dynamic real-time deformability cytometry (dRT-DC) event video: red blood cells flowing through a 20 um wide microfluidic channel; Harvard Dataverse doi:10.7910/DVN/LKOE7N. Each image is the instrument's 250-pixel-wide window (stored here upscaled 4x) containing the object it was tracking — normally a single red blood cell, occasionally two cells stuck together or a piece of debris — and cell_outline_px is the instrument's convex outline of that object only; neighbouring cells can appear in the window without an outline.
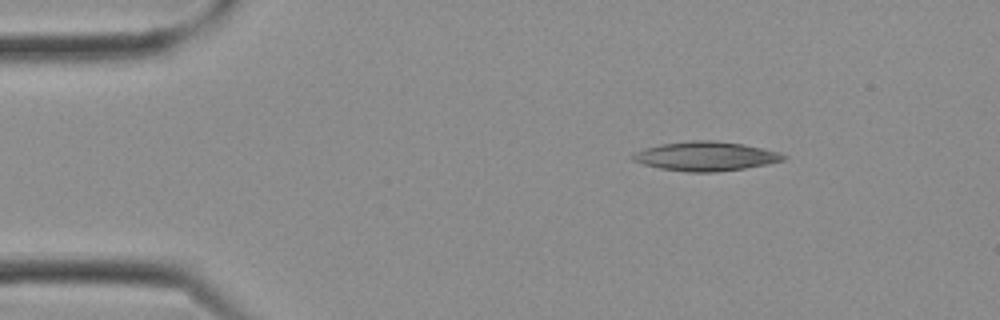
{"species": "Egyptian fruit bat (a non-hibernating species)", "species_latin": "Rousettus aegyptiacus", "temperature_condition": "cold", "stored_images_in_passage": 8, "camera_frame_rate_fps": 3000, "um_per_image_px": 0.085, "frame": {"image": 1, "passage_image": 1, "time_ms": 0.0, "image_size_px": [1000, 320], "cell_outline_px": [[788, 156], [784, 160], [768, 164], [744, 168], [716, 172], [688, 172], [660, 168], [644, 164], [632, 160], [632, 156], [636, 152], [644, 148], [660, 144], [692, 140], [712, 140], [744, 144], [764, 148], [780, 152]], "centroid_in_image_um": [60.02, 13.27], "position_along_channel_um": 25.0, "area_um2": 25.66}}
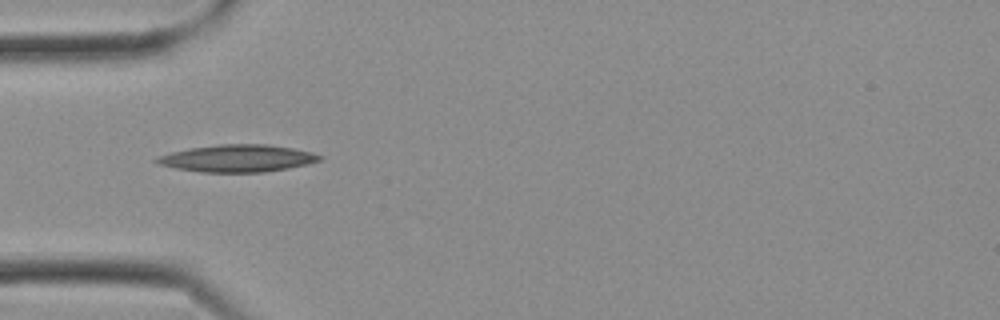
{"frame": {"image": 2, "passage_image": 5, "time_ms": 1.333, "image_size_px": [1000, 320], "cell_outline_px": [[324, 156], [320, 160], [308, 164], [288, 168], [264, 172], [200, 172], [176, 168], [160, 164], [152, 160], [156, 156], [188, 148], [220, 144], [268, 144], [292, 148], [312, 152]], "centroid_in_image_um": [20.18, 13.45], "position_along_channel_um": 64.8, "area_um2": 25.89}}
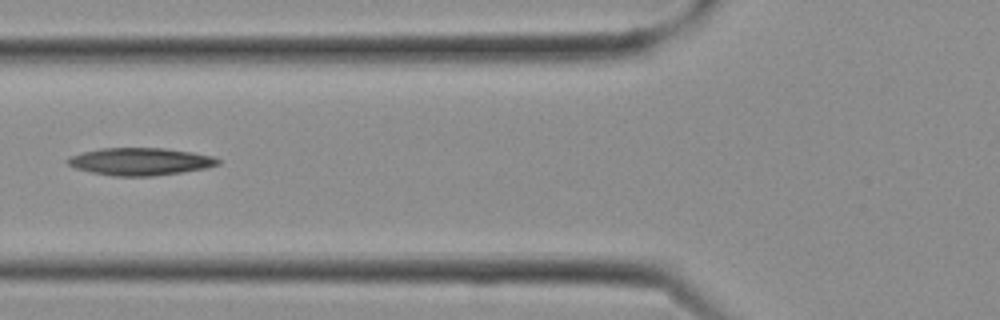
{"frame": {"image": 3, "passage_image": 7, "time_ms": 2.0, "image_size_px": [1000, 320], "cell_outline_px": [[220, 164], [204, 168], [180, 172], [152, 176], [112, 176], [92, 172], [76, 168], [68, 164], [64, 160], [72, 156], [84, 152], [100, 148], [164, 148], [192, 152], [212, 156], [220, 160]], "centroid_in_image_um": [11.91, 13.73], "position_along_channel_um": 113.9, "area_um2": 23.81}}